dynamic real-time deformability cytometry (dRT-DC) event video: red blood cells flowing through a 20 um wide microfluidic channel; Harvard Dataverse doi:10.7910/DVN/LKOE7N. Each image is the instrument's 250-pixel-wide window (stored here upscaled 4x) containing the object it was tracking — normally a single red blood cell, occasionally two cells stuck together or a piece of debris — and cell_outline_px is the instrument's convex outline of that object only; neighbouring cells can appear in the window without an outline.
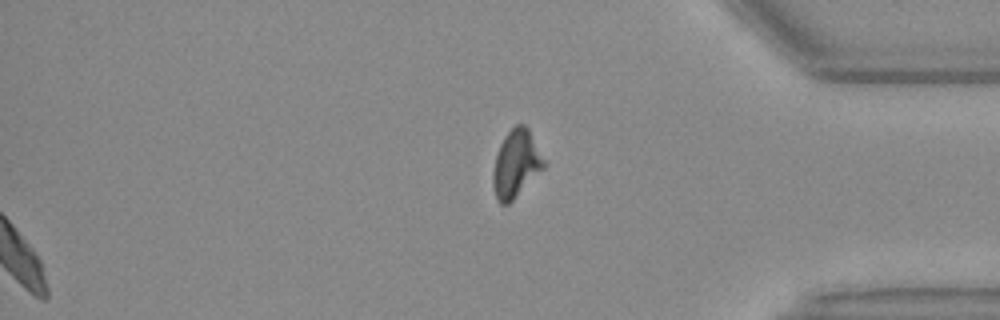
{"species": "Egyptian fruit bat (a non-hibernating species)", "species_latin": "Rousettus aegyptiacus", "temperature_condition": "warm", "stored_images_in_passage": 42, "segment_of_instrument_passage": [2, 2], "camera_frame_rate_fps": 3000, "um_per_image_px": 0.085, "animal": {"sex": "female"}, "frame": {"image": 1, "passage_image": 42, "time_ms": 13.667, "image_size_px": [1000, 320], "cell_outline_px": [[548, 164], [508, 204], [500, 204], [496, 196], [492, 184], [492, 172], [496, 156], [500, 144], [504, 136], [516, 124], [524, 124], [528, 128]], "centroid_in_image_um": [43.87, 13.9], "position_along_channel_um": 391.3, "area_um2": 19.94}}